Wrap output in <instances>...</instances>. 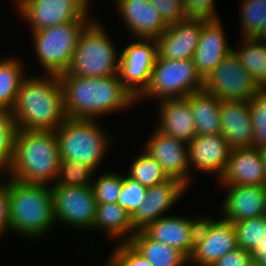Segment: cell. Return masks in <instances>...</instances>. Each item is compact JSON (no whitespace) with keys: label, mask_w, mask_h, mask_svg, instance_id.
Segmentation results:
<instances>
[{"label":"cell","mask_w":266,"mask_h":266,"mask_svg":"<svg viewBox=\"0 0 266 266\" xmlns=\"http://www.w3.org/2000/svg\"><path fill=\"white\" fill-rule=\"evenodd\" d=\"M58 76L67 118L100 120L105 115L128 110L137 103L123 86L119 75L91 78L64 72Z\"/></svg>","instance_id":"obj_1"},{"label":"cell","mask_w":266,"mask_h":266,"mask_svg":"<svg viewBox=\"0 0 266 266\" xmlns=\"http://www.w3.org/2000/svg\"><path fill=\"white\" fill-rule=\"evenodd\" d=\"M18 129L55 131L67 118L58 75H26L11 109Z\"/></svg>","instance_id":"obj_2"},{"label":"cell","mask_w":266,"mask_h":266,"mask_svg":"<svg viewBox=\"0 0 266 266\" xmlns=\"http://www.w3.org/2000/svg\"><path fill=\"white\" fill-rule=\"evenodd\" d=\"M60 154L55 131L18 129L14 157L5 177L26 184L52 186L58 176Z\"/></svg>","instance_id":"obj_3"},{"label":"cell","mask_w":266,"mask_h":266,"mask_svg":"<svg viewBox=\"0 0 266 266\" xmlns=\"http://www.w3.org/2000/svg\"><path fill=\"white\" fill-rule=\"evenodd\" d=\"M2 185L9 193L11 232L33 241L46 237L56 225L51 186L26 184L10 177Z\"/></svg>","instance_id":"obj_4"},{"label":"cell","mask_w":266,"mask_h":266,"mask_svg":"<svg viewBox=\"0 0 266 266\" xmlns=\"http://www.w3.org/2000/svg\"><path fill=\"white\" fill-rule=\"evenodd\" d=\"M106 132L97 119L66 118L55 130L60 160L78 161L96 172L112 149Z\"/></svg>","instance_id":"obj_5"},{"label":"cell","mask_w":266,"mask_h":266,"mask_svg":"<svg viewBox=\"0 0 266 266\" xmlns=\"http://www.w3.org/2000/svg\"><path fill=\"white\" fill-rule=\"evenodd\" d=\"M105 28L95 18L85 27L79 36L67 73L91 78L118 75L120 51Z\"/></svg>","instance_id":"obj_6"},{"label":"cell","mask_w":266,"mask_h":266,"mask_svg":"<svg viewBox=\"0 0 266 266\" xmlns=\"http://www.w3.org/2000/svg\"><path fill=\"white\" fill-rule=\"evenodd\" d=\"M92 20H76L31 32L36 59L44 74L67 72L79 36Z\"/></svg>","instance_id":"obj_7"},{"label":"cell","mask_w":266,"mask_h":266,"mask_svg":"<svg viewBox=\"0 0 266 266\" xmlns=\"http://www.w3.org/2000/svg\"><path fill=\"white\" fill-rule=\"evenodd\" d=\"M202 90L203 79L198 74L193 59L173 60L157 56L150 82L136 101L181 98Z\"/></svg>","instance_id":"obj_8"},{"label":"cell","mask_w":266,"mask_h":266,"mask_svg":"<svg viewBox=\"0 0 266 266\" xmlns=\"http://www.w3.org/2000/svg\"><path fill=\"white\" fill-rule=\"evenodd\" d=\"M55 224L91 231L96 213L92 187L51 186Z\"/></svg>","instance_id":"obj_9"},{"label":"cell","mask_w":266,"mask_h":266,"mask_svg":"<svg viewBox=\"0 0 266 266\" xmlns=\"http://www.w3.org/2000/svg\"><path fill=\"white\" fill-rule=\"evenodd\" d=\"M89 11L84 0H26L15 12L33 32L76 20H93Z\"/></svg>","instance_id":"obj_10"},{"label":"cell","mask_w":266,"mask_h":266,"mask_svg":"<svg viewBox=\"0 0 266 266\" xmlns=\"http://www.w3.org/2000/svg\"><path fill=\"white\" fill-rule=\"evenodd\" d=\"M259 90L233 50L203 79V91L220 100L248 101Z\"/></svg>","instance_id":"obj_11"},{"label":"cell","mask_w":266,"mask_h":266,"mask_svg":"<svg viewBox=\"0 0 266 266\" xmlns=\"http://www.w3.org/2000/svg\"><path fill=\"white\" fill-rule=\"evenodd\" d=\"M156 57V39L135 38L120 51L119 79L135 99L146 90Z\"/></svg>","instance_id":"obj_12"},{"label":"cell","mask_w":266,"mask_h":266,"mask_svg":"<svg viewBox=\"0 0 266 266\" xmlns=\"http://www.w3.org/2000/svg\"><path fill=\"white\" fill-rule=\"evenodd\" d=\"M144 143L142 150L161 165L166 175L181 181L190 189L194 176L190 171L188 143L170 137L157 128Z\"/></svg>","instance_id":"obj_13"},{"label":"cell","mask_w":266,"mask_h":266,"mask_svg":"<svg viewBox=\"0 0 266 266\" xmlns=\"http://www.w3.org/2000/svg\"><path fill=\"white\" fill-rule=\"evenodd\" d=\"M188 187L175 178L147 188L145 200L131 215L133 228L143 230L148 224L166 216L165 212L172 209Z\"/></svg>","instance_id":"obj_14"},{"label":"cell","mask_w":266,"mask_h":266,"mask_svg":"<svg viewBox=\"0 0 266 266\" xmlns=\"http://www.w3.org/2000/svg\"><path fill=\"white\" fill-rule=\"evenodd\" d=\"M232 148L227 143L224 136L196 135L188 143V155L190 171L212 174L218 180L224 174Z\"/></svg>","instance_id":"obj_15"},{"label":"cell","mask_w":266,"mask_h":266,"mask_svg":"<svg viewBox=\"0 0 266 266\" xmlns=\"http://www.w3.org/2000/svg\"><path fill=\"white\" fill-rule=\"evenodd\" d=\"M206 21L187 18L168 25L164 33L156 38L157 56L173 60L193 59L202 26Z\"/></svg>","instance_id":"obj_16"},{"label":"cell","mask_w":266,"mask_h":266,"mask_svg":"<svg viewBox=\"0 0 266 266\" xmlns=\"http://www.w3.org/2000/svg\"><path fill=\"white\" fill-rule=\"evenodd\" d=\"M115 6L133 40L156 39L168 28L159 11L147 0H116Z\"/></svg>","instance_id":"obj_17"},{"label":"cell","mask_w":266,"mask_h":266,"mask_svg":"<svg viewBox=\"0 0 266 266\" xmlns=\"http://www.w3.org/2000/svg\"><path fill=\"white\" fill-rule=\"evenodd\" d=\"M220 216L232 223L266 214V186L225 185Z\"/></svg>","instance_id":"obj_18"},{"label":"cell","mask_w":266,"mask_h":266,"mask_svg":"<svg viewBox=\"0 0 266 266\" xmlns=\"http://www.w3.org/2000/svg\"><path fill=\"white\" fill-rule=\"evenodd\" d=\"M220 186H266V169L259 149L243 147L232 149L224 174L216 181Z\"/></svg>","instance_id":"obj_19"},{"label":"cell","mask_w":266,"mask_h":266,"mask_svg":"<svg viewBox=\"0 0 266 266\" xmlns=\"http://www.w3.org/2000/svg\"><path fill=\"white\" fill-rule=\"evenodd\" d=\"M222 24L221 19H216L207 20L202 26L199 43L193 56L196 70L202 79L207 77L233 50L227 41Z\"/></svg>","instance_id":"obj_20"},{"label":"cell","mask_w":266,"mask_h":266,"mask_svg":"<svg viewBox=\"0 0 266 266\" xmlns=\"http://www.w3.org/2000/svg\"><path fill=\"white\" fill-rule=\"evenodd\" d=\"M158 121L155 126L162 133L189 143L196 135V125L190 106V95L158 102Z\"/></svg>","instance_id":"obj_21"},{"label":"cell","mask_w":266,"mask_h":266,"mask_svg":"<svg viewBox=\"0 0 266 266\" xmlns=\"http://www.w3.org/2000/svg\"><path fill=\"white\" fill-rule=\"evenodd\" d=\"M221 134L232 149L253 146V129L248 101L220 100Z\"/></svg>","instance_id":"obj_22"},{"label":"cell","mask_w":266,"mask_h":266,"mask_svg":"<svg viewBox=\"0 0 266 266\" xmlns=\"http://www.w3.org/2000/svg\"><path fill=\"white\" fill-rule=\"evenodd\" d=\"M237 247V234L233 223L220 216L211 226L207 237L193 249L188 264L212 266Z\"/></svg>","instance_id":"obj_23"},{"label":"cell","mask_w":266,"mask_h":266,"mask_svg":"<svg viewBox=\"0 0 266 266\" xmlns=\"http://www.w3.org/2000/svg\"><path fill=\"white\" fill-rule=\"evenodd\" d=\"M143 231L152 239L191 255L189 216L166 215L148 224Z\"/></svg>","instance_id":"obj_24"},{"label":"cell","mask_w":266,"mask_h":266,"mask_svg":"<svg viewBox=\"0 0 266 266\" xmlns=\"http://www.w3.org/2000/svg\"><path fill=\"white\" fill-rule=\"evenodd\" d=\"M96 229L117 243L129 242L137 232L132 226L131 215L118 203L96 205L92 230Z\"/></svg>","instance_id":"obj_25"},{"label":"cell","mask_w":266,"mask_h":266,"mask_svg":"<svg viewBox=\"0 0 266 266\" xmlns=\"http://www.w3.org/2000/svg\"><path fill=\"white\" fill-rule=\"evenodd\" d=\"M151 266H186L188 258L178 249L150 238L138 230L129 241Z\"/></svg>","instance_id":"obj_26"},{"label":"cell","mask_w":266,"mask_h":266,"mask_svg":"<svg viewBox=\"0 0 266 266\" xmlns=\"http://www.w3.org/2000/svg\"><path fill=\"white\" fill-rule=\"evenodd\" d=\"M197 135L221 133L220 99L205 91L190 94Z\"/></svg>","instance_id":"obj_27"},{"label":"cell","mask_w":266,"mask_h":266,"mask_svg":"<svg viewBox=\"0 0 266 266\" xmlns=\"http://www.w3.org/2000/svg\"><path fill=\"white\" fill-rule=\"evenodd\" d=\"M240 38L241 46L233 51L258 87L266 89V43L255 37Z\"/></svg>","instance_id":"obj_28"},{"label":"cell","mask_w":266,"mask_h":266,"mask_svg":"<svg viewBox=\"0 0 266 266\" xmlns=\"http://www.w3.org/2000/svg\"><path fill=\"white\" fill-rule=\"evenodd\" d=\"M19 57L0 59V108L12 109L23 78L27 75Z\"/></svg>","instance_id":"obj_29"},{"label":"cell","mask_w":266,"mask_h":266,"mask_svg":"<svg viewBox=\"0 0 266 266\" xmlns=\"http://www.w3.org/2000/svg\"><path fill=\"white\" fill-rule=\"evenodd\" d=\"M127 177L149 188L167 181L169 177L163 171L161 165L144 150L130 164Z\"/></svg>","instance_id":"obj_30"},{"label":"cell","mask_w":266,"mask_h":266,"mask_svg":"<svg viewBox=\"0 0 266 266\" xmlns=\"http://www.w3.org/2000/svg\"><path fill=\"white\" fill-rule=\"evenodd\" d=\"M240 37H256L266 24V0H242Z\"/></svg>","instance_id":"obj_31"},{"label":"cell","mask_w":266,"mask_h":266,"mask_svg":"<svg viewBox=\"0 0 266 266\" xmlns=\"http://www.w3.org/2000/svg\"><path fill=\"white\" fill-rule=\"evenodd\" d=\"M96 172L78 161L60 160L58 176L52 186L91 187Z\"/></svg>","instance_id":"obj_32"},{"label":"cell","mask_w":266,"mask_h":266,"mask_svg":"<svg viewBox=\"0 0 266 266\" xmlns=\"http://www.w3.org/2000/svg\"><path fill=\"white\" fill-rule=\"evenodd\" d=\"M238 247L253 252L266 235V214L233 223Z\"/></svg>","instance_id":"obj_33"},{"label":"cell","mask_w":266,"mask_h":266,"mask_svg":"<svg viewBox=\"0 0 266 266\" xmlns=\"http://www.w3.org/2000/svg\"><path fill=\"white\" fill-rule=\"evenodd\" d=\"M17 131L11 110L0 108V166L5 171L13 161Z\"/></svg>","instance_id":"obj_34"},{"label":"cell","mask_w":266,"mask_h":266,"mask_svg":"<svg viewBox=\"0 0 266 266\" xmlns=\"http://www.w3.org/2000/svg\"><path fill=\"white\" fill-rule=\"evenodd\" d=\"M93 179L92 190L97 205L117 203L123 183V173L103 172Z\"/></svg>","instance_id":"obj_35"},{"label":"cell","mask_w":266,"mask_h":266,"mask_svg":"<svg viewBox=\"0 0 266 266\" xmlns=\"http://www.w3.org/2000/svg\"><path fill=\"white\" fill-rule=\"evenodd\" d=\"M253 129V147L266 145V89H260L248 100Z\"/></svg>","instance_id":"obj_36"},{"label":"cell","mask_w":266,"mask_h":266,"mask_svg":"<svg viewBox=\"0 0 266 266\" xmlns=\"http://www.w3.org/2000/svg\"><path fill=\"white\" fill-rule=\"evenodd\" d=\"M114 247L104 266H151L130 242H118Z\"/></svg>","instance_id":"obj_37"},{"label":"cell","mask_w":266,"mask_h":266,"mask_svg":"<svg viewBox=\"0 0 266 266\" xmlns=\"http://www.w3.org/2000/svg\"><path fill=\"white\" fill-rule=\"evenodd\" d=\"M147 188L123 175V183L117 203L132 215L145 200Z\"/></svg>","instance_id":"obj_38"},{"label":"cell","mask_w":266,"mask_h":266,"mask_svg":"<svg viewBox=\"0 0 266 266\" xmlns=\"http://www.w3.org/2000/svg\"><path fill=\"white\" fill-rule=\"evenodd\" d=\"M184 12L187 18L216 20L219 19L216 13V0H182Z\"/></svg>","instance_id":"obj_39"},{"label":"cell","mask_w":266,"mask_h":266,"mask_svg":"<svg viewBox=\"0 0 266 266\" xmlns=\"http://www.w3.org/2000/svg\"><path fill=\"white\" fill-rule=\"evenodd\" d=\"M160 13L167 25L187 19L182 0H147Z\"/></svg>","instance_id":"obj_40"},{"label":"cell","mask_w":266,"mask_h":266,"mask_svg":"<svg viewBox=\"0 0 266 266\" xmlns=\"http://www.w3.org/2000/svg\"><path fill=\"white\" fill-rule=\"evenodd\" d=\"M214 216H207V214L191 216L189 218V233L191 243V254L193 249L198 246L208 235L213 223L217 220ZM193 218V219H192Z\"/></svg>","instance_id":"obj_41"},{"label":"cell","mask_w":266,"mask_h":266,"mask_svg":"<svg viewBox=\"0 0 266 266\" xmlns=\"http://www.w3.org/2000/svg\"><path fill=\"white\" fill-rule=\"evenodd\" d=\"M252 264V252L237 247L218 259L212 266H251Z\"/></svg>","instance_id":"obj_42"},{"label":"cell","mask_w":266,"mask_h":266,"mask_svg":"<svg viewBox=\"0 0 266 266\" xmlns=\"http://www.w3.org/2000/svg\"><path fill=\"white\" fill-rule=\"evenodd\" d=\"M7 233H11L10 199L8 190L0 184V239Z\"/></svg>","instance_id":"obj_43"},{"label":"cell","mask_w":266,"mask_h":266,"mask_svg":"<svg viewBox=\"0 0 266 266\" xmlns=\"http://www.w3.org/2000/svg\"><path fill=\"white\" fill-rule=\"evenodd\" d=\"M252 254L254 264L258 266H266V235L262 241L259 242Z\"/></svg>","instance_id":"obj_44"},{"label":"cell","mask_w":266,"mask_h":266,"mask_svg":"<svg viewBox=\"0 0 266 266\" xmlns=\"http://www.w3.org/2000/svg\"><path fill=\"white\" fill-rule=\"evenodd\" d=\"M255 38L266 43V24L263 26L262 30Z\"/></svg>","instance_id":"obj_45"},{"label":"cell","mask_w":266,"mask_h":266,"mask_svg":"<svg viewBox=\"0 0 266 266\" xmlns=\"http://www.w3.org/2000/svg\"><path fill=\"white\" fill-rule=\"evenodd\" d=\"M258 149H259V153L261 155L262 162H263L265 169H266V145L260 146Z\"/></svg>","instance_id":"obj_46"},{"label":"cell","mask_w":266,"mask_h":266,"mask_svg":"<svg viewBox=\"0 0 266 266\" xmlns=\"http://www.w3.org/2000/svg\"><path fill=\"white\" fill-rule=\"evenodd\" d=\"M12 4L14 5L15 11L26 1V0H12Z\"/></svg>","instance_id":"obj_47"},{"label":"cell","mask_w":266,"mask_h":266,"mask_svg":"<svg viewBox=\"0 0 266 266\" xmlns=\"http://www.w3.org/2000/svg\"><path fill=\"white\" fill-rule=\"evenodd\" d=\"M6 175V171L0 166V184H2L1 181H3L4 176ZM3 178V179H2Z\"/></svg>","instance_id":"obj_48"},{"label":"cell","mask_w":266,"mask_h":266,"mask_svg":"<svg viewBox=\"0 0 266 266\" xmlns=\"http://www.w3.org/2000/svg\"><path fill=\"white\" fill-rule=\"evenodd\" d=\"M89 6H91V0H84Z\"/></svg>","instance_id":"obj_49"}]
</instances>
